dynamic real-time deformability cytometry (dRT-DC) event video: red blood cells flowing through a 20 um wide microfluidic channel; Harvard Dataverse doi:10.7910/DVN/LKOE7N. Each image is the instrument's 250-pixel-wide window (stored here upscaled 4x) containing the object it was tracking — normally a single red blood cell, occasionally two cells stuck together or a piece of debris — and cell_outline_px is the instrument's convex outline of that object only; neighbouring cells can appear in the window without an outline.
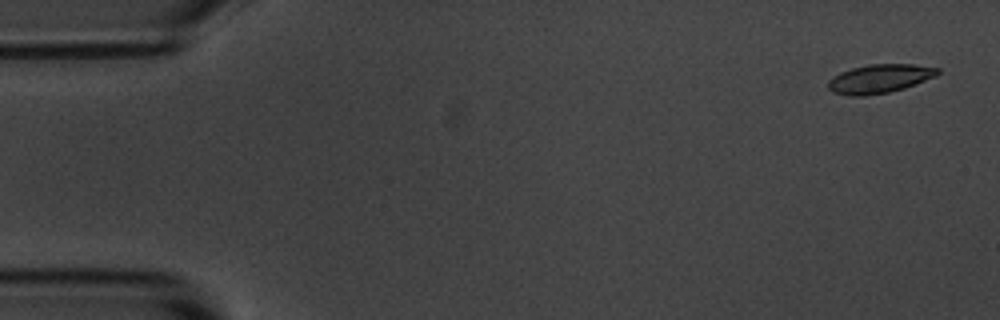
{"species": "common noctule bat (a hibernating species)", "species_latin": "Nyctalus noctula", "temperature_condition": "room temperature", "stored_images_in_passage": 5, "camera_frame_rate_fps": 3000, "um_per_image_px": 0.085, "animal": {"sex": "male", "body_mass_g": 20.1, "forearm_length_mm": 53.5}, "frame": {"image": 1, "passage_image": 1, "time_ms": 0.0, "image_size_px": [1000, 320], "cell_outline_px": [[940, 72], [936, 76], [904, 88], [888, 92], [864, 96], [848, 96], [832, 92], [828, 88], [828, 80], [832, 76], [840, 72], [852, 68], [868, 64], [912, 64], [940, 68]], "centroid_in_image_um": [74.73, 6.69], "position_along_channel_um": 10.3, "area_um2": 18.44}}
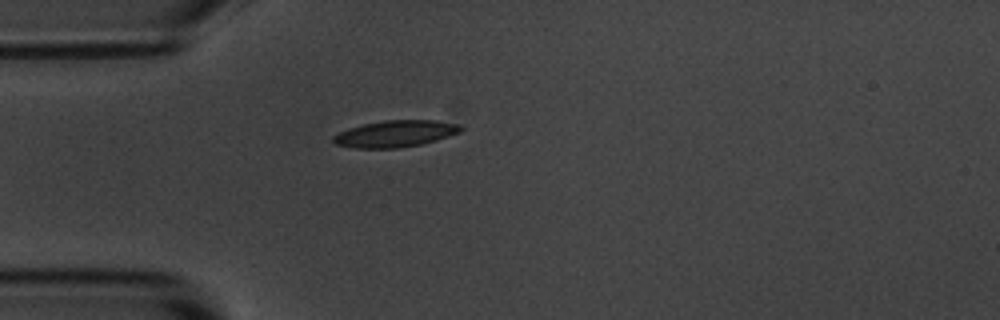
{"frame": {"image": 2, "passage_image": 4, "time_ms": 4.333, "image_size_px": [1000, 320], "cell_outline_px": [[464, 128], [460, 132], [436, 140], [420, 144], [396, 148], [356, 148], [336, 144], [332, 140], [332, 136], [348, 128], [364, 124], [384, 120], [436, 120], [460, 124]], "centroid_in_image_um": [33.62, 11.36], "position_along_channel_um": 51.4, "area_um2": 19.71}}